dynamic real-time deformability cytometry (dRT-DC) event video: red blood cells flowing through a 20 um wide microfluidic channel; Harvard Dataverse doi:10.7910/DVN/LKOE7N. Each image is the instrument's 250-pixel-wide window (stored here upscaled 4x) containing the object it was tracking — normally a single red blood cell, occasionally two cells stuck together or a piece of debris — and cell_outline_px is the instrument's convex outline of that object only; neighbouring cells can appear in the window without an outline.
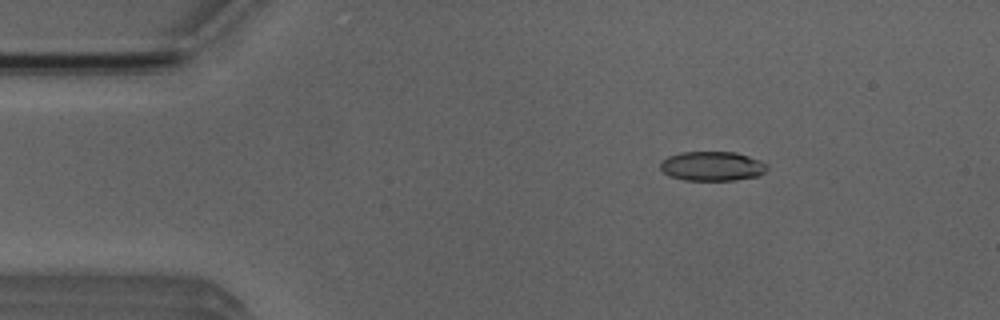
{"species": "Egyptian fruit bat (a non-hibernating species)", "species_latin": "Rousettus aegyptiacus", "temperature_condition": "room temperature", "stored_images_in_passage": 15, "camera_frame_rate_fps": 3000, "um_per_image_px": 0.085, "animal": {"sex": "male"}, "frame": {"image": 1, "passage_image": 8, "time_ms": 2.333, "image_size_px": [1000, 320], "cell_outline_px": [[768, 168], [764, 172], [756, 176], [736, 180], [684, 180], [668, 176], [660, 168], [660, 164], [668, 156], [680, 152], [736, 152], [760, 160], [768, 164]], "centroid_in_image_um": [60.54, 14.12], "position_along_channel_um": 24.5, "area_um2": 18.32}}